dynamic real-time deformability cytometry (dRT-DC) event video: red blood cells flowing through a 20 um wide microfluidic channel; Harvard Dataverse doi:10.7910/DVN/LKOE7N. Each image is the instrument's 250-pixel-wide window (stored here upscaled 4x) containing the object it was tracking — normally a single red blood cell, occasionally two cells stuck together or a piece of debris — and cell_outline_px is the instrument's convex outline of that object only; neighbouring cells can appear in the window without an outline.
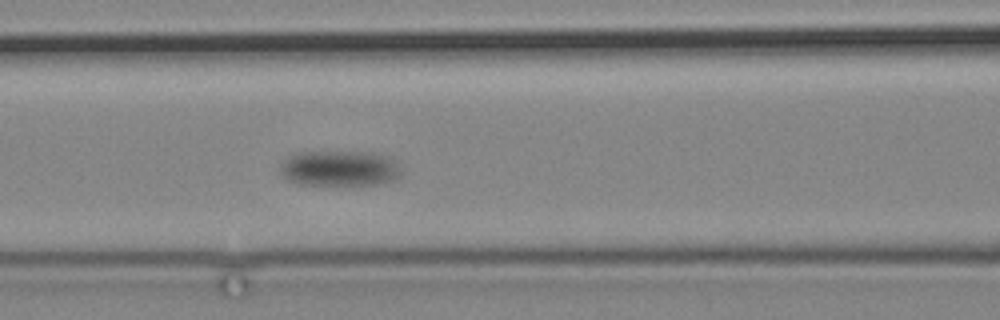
{"species": "common noctule bat (a hibernating species)", "species_latin": "Nyctalus noctula", "temperature_condition": "cold", "stored_images_in_passage": 5, "camera_frame_rate_fps": 3000, "um_per_image_px": 0.085, "animal": {"sex": "male", "body_mass_g": 19.2, "forearm_length_mm": 51.8}, "frame": {"image": 1, "passage_image": 5, "time_ms": 4.333, "image_size_px": [1000, 320], "cell_outline_px": [[400, 172], [392, 180], [376, 184], [296, 184], [288, 180], [280, 172], [280, 164], [284, 160], [300, 152], [372, 152], [388, 156], [396, 160]], "centroid_in_image_um": [28.84, 14.3], "position_along_channel_um": 137.8, "area_um2": 24.74}}